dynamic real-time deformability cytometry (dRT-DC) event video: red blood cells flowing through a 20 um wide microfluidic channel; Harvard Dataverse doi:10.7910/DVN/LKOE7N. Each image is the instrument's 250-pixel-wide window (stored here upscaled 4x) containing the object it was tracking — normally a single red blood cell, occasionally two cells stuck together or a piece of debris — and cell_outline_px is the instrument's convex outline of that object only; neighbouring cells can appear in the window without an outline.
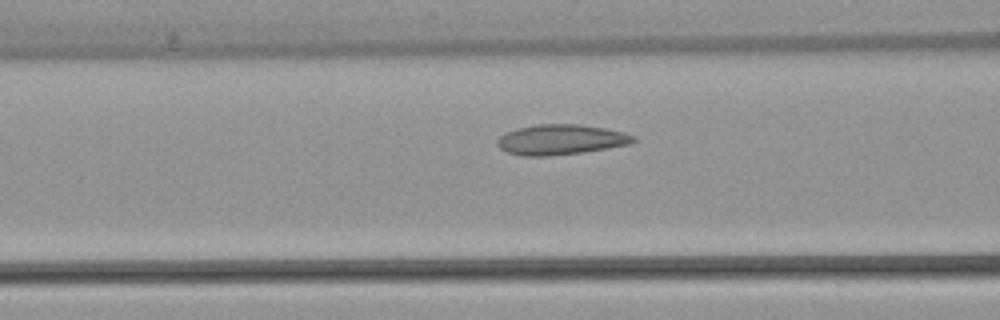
{"species": "common noctule bat (a hibernating species)", "species_latin": "Nyctalus noctula", "temperature_condition": "warm", "stored_images_in_passage": 36, "camera_frame_rate_fps": 3000, "um_per_image_px": 0.085, "animal": {"sex": "female", "body_mass_g": 22.7, "forearm_length_mm": 54.2}, "frame": {"image": 1, "passage_image": 14, "time_ms": 4.333, "image_size_px": [1000, 320], "cell_outline_px": [[636, 140], [628, 144], [584, 152], [548, 156], [520, 156], [508, 152], [500, 148], [496, 144], [496, 140], [504, 132], [516, 128], [536, 124], [576, 124], [604, 128], [624, 132], [636, 136]], "centroid_in_image_um": [47.62, 11.86], "position_along_channel_um": 119.0, "area_um2": 24.04}}
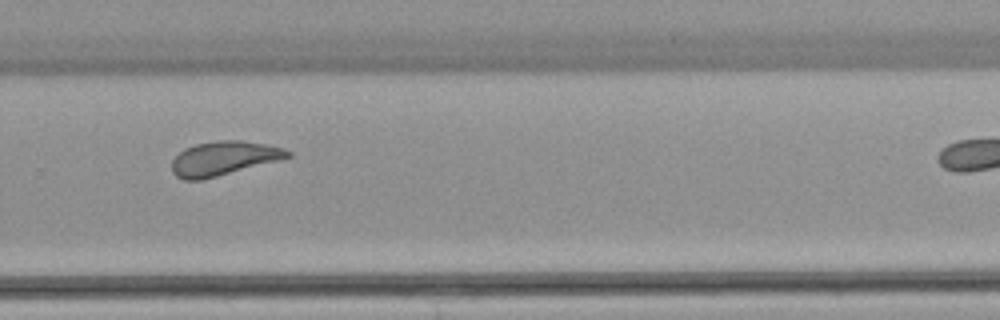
{"frame": {"image": 2, "passage_image": 29, "time_ms": 9.333, "image_size_px": [1000, 320], "cell_outline_px": [[292, 156], [204, 180], [184, 180], [176, 176], [172, 172], [172, 160], [184, 148], [196, 144], [220, 140], [240, 140], [268, 144], [284, 148], [292, 152]], "centroid_in_image_um": [19.0, 13.46], "position_along_channel_um": 310.8, "area_um2": 23.0}}
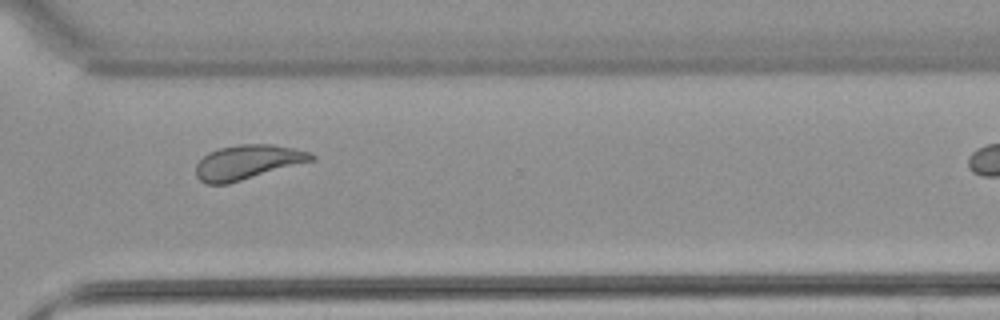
{"frame": {"image": 3, "passage_image": 32, "time_ms": 10.333, "image_size_px": [1000, 320], "cell_outline_px": [[316, 160], [228, 184], [204, 184], [196, 176], [196, 164], [208, 152], [220, 148], [240, 144], [272, 144], [292, 148], [308, 152], [316, 156]], "centroid_in_image_um": [21.04, 13.79], "position_along_channel_um": 349.6, "area_um2": 23.24}}